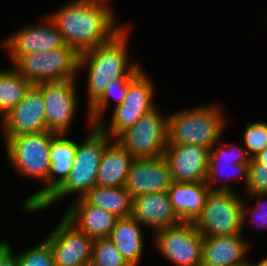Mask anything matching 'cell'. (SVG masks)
Wrapping results in <instances>:
<instances>
[{"label":"cell","mask_w":267,"mask_h":266,"mask_svg":"<svg viewBox=\"0 0 267 266\" xmlns=\"http://www.w3.org/2000/svg\"><path fill=\"white\" fill-rule=\"evenodd\" d=\"M0 266H18L17 254L6 240L0 241Z\"/></svg>","instance_id":"d6a6232c"},{"label":"cell","mask_w":267,"mask_h":266,"mask_svg":"<svg viewBox=\"0 0 267 266\" xmlns=\"http://www.w3.org/2000/svg\"><path fill=\"white\" fill-rule=\"evenodd\" d=\"M243 139L248 155L251 158L255 157L267 147V123L264 121L246 123Z\"/></svg>","instance_id":"f546056e"},{"label":"cell","mask_w":267,"mask_h":266,"mask_svg":"<svg viewBox=\"0 0 267 266\" xmlns=\"http://www.w3.org/2000/svg\"><path fill=\"white\" fill-rule=\"evenodd\" d=\"M155 86L143 69L128 83L124 101L115 106L109 125L104 119L97 124L111 139H116L126 129L132 127L142 115L155 105ZM108 126V127H107Z\"/></svg>","instance_id":"9c48e42d"},{"label":"cell","mask_w":267,"mask_h":266,"mask_svg":"<svg viewBox=\"0 0 267 266\" xmlns=\"http://www.w3.org/2000/svg\"><path fill=\"white\" fill-rule=\"evenodd\" d=\"M217 144L218 143H215L211 147L208 158L206 183L210 190L235 191L227 182L229 179H239V176L244 178L243 187H245L251 159L246 148L238 147V145L235 144L229 145L230 143L227 142L222 145L220 143L219 147H217ZM216 181H222L224 183H221V186H215L214 183Z\"/></svg>","instance_id":"5bb4252c"},{"label":"cell","mask_w":267,"mask_h":266,"mask_svg":"<svg viewBox=\"0 0 267 266\" xmlns=\"http://www.w3.org/2000/svg\"><path fill=\"white\" fill-rule=\"evenodd\" d=\"M130 25L112 39L79 55L78 71L87 66V109L104 93L114 79H133L143 68L138 62L129 63ZM86 65V66H85Z\"/></svg>","instance_id":"7a4b0ae2"},{"label":"cell","mask_w":267,"mask_h":266,"mask_svg":"<svg viewBox=\"0 0 267 266\" xmlns=\"http://www.w3.org/2000/svg\"><path fill=\"white\" fill-rule=\"evenodd\" d=\"M142 225L132 216L118 218L109 239L130 266H139L143 256Z\"/></svg>","instance_id":"603a6c76"},{"label":"cell","mask_w":267,"mask_h":266,"mask_svg":"<svg viewBox=\"0 0 267 266\" xmlns=\"http://www.w3.org/2000/svg\"><path fill=\"white\" fill-rule=\"evenodd\" d=\"M76 200L67 207L63 216L93 240L109 237L118 217L109 211L87 204L82 198Z\"/></svg>","instance_id":"d6986e66"},{"label":"cell","mask_w":267,"mask_h":266,"mask_svg":"<svg viewBox=\"0 0 267 266\" xmlns=\"http://www.w3.org/2000/svg\"><path fill=\"white\" fill-rule=\"evenodd\" d=\"M221 105L202 104L168 114L167 144H187L207 149L217 143L227 122Z\"/></svg>","instance_id":"5b68a950"},{"label":"cell","mask_w":267,"mask_h":266,"mask_svg":"<svg viewBox=\"0 0 267 266\" xmlns=\"http://www.w3.org/2000/svg\"><path fill=\"white\" fill-rule=\"evenodd\" d=\"M82 199L89 205L115 214L118 218L132 214L133 197L125 187L94 186Z\"/></svg>","instance_id":"d4e9b609"},{"label":"cell","mask_w":267,"mask_h":266,"mask_svg":"<svg viewBox=\"0 0 267 266\" xmlns=\"http://www.w3.org/2000/svg\"><path fill=\"white\" fill-rule=\"evenodd\" d=\"M242 199L236 191L210 190L195 228L203 237L242 234Z\"/></svg>","instance_id":"52a82bcc"},{"label":"cell","mask_w":267,"mask_h":266,"mask_svg":"<svg viewBox=\"0 0 267 266\" xmlns=\"http://www.w3.org/2000/svg\"><path fill=\"white\" fill-rule=\"evenodd\" d=\"M56 135L45 131L9 137L5 141L6 156L19 176L32 177L45 184L42 189L29 195L23 201L21 206L23 212L39 207L48 198L50 148L52 139Z\"/></svg>","instance_id":"3957f363"},{"label":"cell","mask_w":267,"mask_h":266,"mask_svg":"<svg viewBox=\"0 0 267 266\" xmlns=\"http://www.w3.org/2000/svg\"><path fill=\"white\" fill-rule=\"evenodd\" d=\"M115 140L135 159L164 155L168 142V113L161 114L155 106Z\"/></svg>","instance_id":"ba28073f"},{"label":"cell","mask_w":267,"mask_h":266,"mask_svg":"<svg viewBox=\"0 0 267 266\" xmlns=\"http://www.w3.org/2000/svg\"><path fill=\"white\" fill-rule=\"evenodd\" d=\"M79 54L69 45L19 57L12 67L32 85L77 79Z\"/></svg>","instance_id":"8992f818"},{"label":"cell","mask_w":267,"mask_h":266,"mask_svg":"<svg viewBox=\"0 0 267 266\" xmlns=\"http://www.w3.org/2000/svg\"><path fill=\"white\" fill-rule=\"evenodd\" d=\"M237 266H251L250 261H246L245 263H242L240 265Z\"/></svg>","instance_id":"d590c367"},{"label":"cell","mask_w":267,"mask_h":266,"mask_svg":"<svg viewBox=\"0 0 267 266\" xmlns=\"http://www.w3.org/2000/svg\"><path fill=\"white\" fill-rule=\"evenodd\" d=\"M210 150L202 146L167 144L164 156L172 181L206 182Z\"/></svg>","instance_id":"e0dca14e"},{"label":"cell","mask_w":267,"mask_h":266,"mask_svg":"<svg viewBox=\"0 0 267 266\" xmlns=\"http://www.w3.org/2000/svg\"><path fill=\"white\" fill-rule=\"evenodd\" d=\"M77 80L35 85L42 92L47 132L57 135L67 134L78 110Z\"/></svg>","instance_id":"8fae6325"},{"label":"cell","mask_w":267,"mask_h":266,"mask_svg":"<svg viewBox=\"0 0 267 266\" xmlns=\"http://www.w3.org/2000/svg\"><path fill=\"white\" fill-rule=\"evenodd\" d=\"M43 23L26 25L6 37L1 48L8 52L12 64L22 55L50 51L65 45L56 23L47 16Z\"/></svg>","instance_id":"4fadbf2b"},{"label":"cell","mask_w":267,"mask_h":266,"mask_svg":"<svg viewBox=\"0 0 267 266\" xmlns=\"http://www.w3.org/2000/svg\"><path fill=\"white\" fill-rule=\"evenodd\" d=\"M156 248L174 266H201L203 236L193 222H181L175 226L154 232Z\"/></svg>","instance_id":"30bf717a"},{"label":"cell","mask_w":267,"mask_h":266,"mask_svg":"<svg viewBox=\"0 0 267 266\" xmlns=\"http://www.w3.org/2000/svg\"><path fill=\"white\" fill-rule=\"evenodd\" d=\"M172 183L170 168L164 155L134 159L127 175L125 189L132 197L167 192Z\"/></svg>","instance_id":"2e32d148"},{"label":"cell","mask_w":267,"mask_h":266,"mask_svg":"<svg viewBox=\"0 0 267 266\" xmlns=\"http://www.w3.org/2000/svg\"><path fill=\"white\" fill-rule=\"evenodd\" d=\"M90 266H130L109 237L95 239Z\"/></svg>","instance_id":"83f0119b"},{"label":"cell","mask_w":267,"mask_h":266,"mask_svg":"<svg viewBox=\"0 0 267 266\" xmlns=\"http://www.w3.org/2000/svg\"><path fill=\"white\" fill-rule=\"evenodd\" d=\"M135 158L115 139L103 151L97 174V186L124 187Z\"/></svg>","instance_id":"7402d4cb"},{"label":"cell","mask_w":267,"mask_h":266,"mask_svg":"<svg viewBox=\"0 0 267 266\" xmlns=\"http://www.w3.org/2000/svg\"><path fill=\"white\" fill-rule=\"evenodd\" d=\"M254 158L259 162L267 164V147L260 151Z\"/></svg>","instance_id":"836d02e7"},{"label":"cell","mask_w":267,"mask_h":266,"mask_svg":"<svg viewBox=\"0 0 267 266\" xmlns=\"http://www.w3.org/2000/svg\"><path fill=\"white\" fill-rule=\"evenodd\" d=\"M65 136V134H58L52 139L50 148L51 165L48 175V197L67 178L76 155L77 142Z\"/></svg>","instance_id":"cb8c5ba5"},{"label":"cell","mask_w":267,"mask_h":266,"mask_svg":"<svg viewBox=\"0 0 267 266\" xmlns=\"http://www.w3.org/2000/svg\"><path fill=\"white\" fill-rule=\"evenodd\" d=\"M45 240L52 249L55 266H90L94 240L64 216Z\"/></svg>","instance_id":"7c38bea8"},{"label":"cell","mask_w":267,"mask_h":266,"mask_svg":"<svg viewBox=\"0 0 267 266\" xmlns=\"http://www.w3.org/2000/svg\"><path fill=\"white\" fill-rule=\"evenodd\" d=\"M131 216L142 226L157 231L181 223L173 210L167 192L141 194L133 197Z\"/></svg>","instance_id":"ac0fdd59"},{"label":"cell","mask_w":267,"mask_h":266,"mask_svg":"<svg viewBox=\"0 0 267 266\" xmlns=\"http://www.w3.org/2000/svg\"><path fill=\"white\" fill-rule=\"evenodd\" d=\"M243 236L203 237L201 266H237L248 261L250 243Z\"/></svg>","instance_id":"ffe728a7"},{"label":"cell","mask_w":267,"mask_h":266,"mask_svg":"<svg viewBox=\"0 0 267 266\" xmlns=\"http://www.w3.org/2000/svg\"><path fill=\"white\" fill-rule=\"evenodd\" d=\"M244 188L247 195L267 194V164L257 161L254 157L250 159L248 179Z\"/></svg>","instance_id":"4dcf8cb0"},{"label":"cell","mask_w":267,"mask_h":266,"mask_svg":"<svg viewBox=\"0 0 267 266\" xmlns=\"http://www.w3.org/2000/svg\"><path fill=\"white\" fill-rule=\"evenodd\" d=\"M251 266H267V256L265 258H263L262 260H260L258 263H251Z\"/></svg>","instance_id":"e575fe53"},{"label":"cell","mask_w":267,"mask_h":266,"mask_svg":"<svg viewBox=\"0 0 267 266\" xmlns=\"http://www.w3.org/2000/svg\"><path fill=\"white\" fill-rule=\"evenodd\" d=\"M4 142L9 137L46 131L45 104L42 92L32 85L24 98L1 119Z\"/></svg>","instance_id":"9a60e30c"},{"label":"cell","mask_w":267,"mask_h":266,"mask_svg":"<svg viewBox=\"0 0 267 266\" xmlns=\"http://www.w3.org/2000/svg\"><path fill=\"white\" fill-rule=\"evenodd\" d=\"M31 86L13 67L0 70V119L24 98Z\"/></svg>","instance_id":"484cf974"},{"label":"cell","mask_w":267,"mask_h":266,"mask_svg":"<svg viewBox=\"0 0 267 266\" xmlns=\"http://www.w3.org/2000/svg\"><path fill=\"white\" fill-rule=\"evenodd\" d=\"M132 79H114L108 86L101 97L89 108L87 109V125L89 128L91 125L99 124L104 117L106 108L108 107L110 100L115 99L116 105H120L126 98L128 83Z\"/></svg>","instance_id":"4316f807"},{"label":"cell","mask_w":267,"mask_h":266,"mask_svg":"<svg viewBox=\"0 0 267 266\" xmlns=\"http://www.w3.org/2000/svg\"><path fill=\"white\" fill-rule=\"evenodd\" d=\"M209 191L206 182L172 181L167 194L180 221L194 222L202 212Z\"/></svg>","instance_id":"44dd1931"},{"label":"cell","mask_w":267,"mask_h":266,"mask_svg":"<svg viewBox=\"0 0 267 266\" xmlns=\"http://www.w3.org/2000/svg\"><path fill=\"white\" fill-rule=\"evenodd\" d=\"M110 0H70L49 16L66 45L79 55L112 39L126 24H116Z\"/></svg>","instance_id":"6da1fadb"},{"label":"cell","mask_w":267,"mask_h":266,"mask_svg":"<svg viewBox=\"0 0 267 266\" xmlns=\"http://www.w3.org/2000/svg\"><path fill=\"white\" fill-rule=\"evenodd\" d=\"M16 254L18 266H55L52 249L45 239L30 249Z\"/></svg>","instance_id":"f1b7e54d"},{"label":"cell","mask_w":267,"mask_h":266,"mask_svg":"<svg viewBox=\"0 0 267 266\" xmlns=\"http://www.w3.org/2000/svg\"><path fill=\"white\" fill-rule=\"evenodd\" d=\"M264 198L266 200H258L252 209H248L246 201L242 203V229H244L246 223L254 224L256 228L263 230L267 228V194H250V197ZM250 215V216H249ZM249 216V217H248ZM250 218V219H249ZM248 221V222H247ZM261 223V224H260ZM245 224V225H244Z\"/></svg>","instance_id":"1f68e13d"},{"label":"cell","mask_w":267,"mask_h":266,"mask_svg":"<svg viewBox=\"0 0 267 266\" xmlns=\"http://www.w3.org/2000/svg\"><path fill=\"white\" fill-rule=\"evenodd\" d=\"M82 143L77 144L70 173L64 182L37 208L24 213H37L49 208L66 196L82 198L97 185V174L103 151L112 139L98 126L91 125V131Z\"/></svg>","instance_id":"277c9868"}]
</instances>
